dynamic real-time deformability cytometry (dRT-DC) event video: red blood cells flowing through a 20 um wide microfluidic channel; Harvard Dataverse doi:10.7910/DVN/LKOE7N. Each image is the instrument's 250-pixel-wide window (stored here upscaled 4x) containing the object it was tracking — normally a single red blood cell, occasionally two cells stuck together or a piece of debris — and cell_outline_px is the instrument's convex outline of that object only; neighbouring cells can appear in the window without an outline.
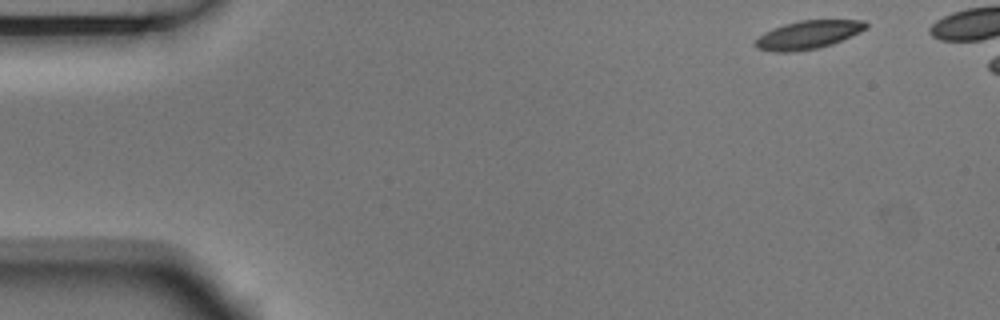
{"species": "Egyptian fruit bat (a non-hibernating species)", "species_latin": "Rousettus aegyptiacus", "temperature_condition": "room temperature", "stored_images_in_passage": 5, "camera_frame_rate_fps": 3000, "um_per_image_px": 0.085, "animal": {"sex": "male"}, "frame": {"image": 1, "passage_image": 1, "time_ms": 0.0, "image_size_px": [1000, 320], "cell_outline_px": [[868, 28], [852, 36], [832, 44], [816, 48], [792, 52], [776, 52], [756, 48], [752, 44], [764, 32], [772, 28], [784, 24], [800, 20], [864, 20], [868, 24]], "centroid_in_image_um": [68.69, 2.95], "position_along_channel_um": 16.3, "area_um2": 18.32}}